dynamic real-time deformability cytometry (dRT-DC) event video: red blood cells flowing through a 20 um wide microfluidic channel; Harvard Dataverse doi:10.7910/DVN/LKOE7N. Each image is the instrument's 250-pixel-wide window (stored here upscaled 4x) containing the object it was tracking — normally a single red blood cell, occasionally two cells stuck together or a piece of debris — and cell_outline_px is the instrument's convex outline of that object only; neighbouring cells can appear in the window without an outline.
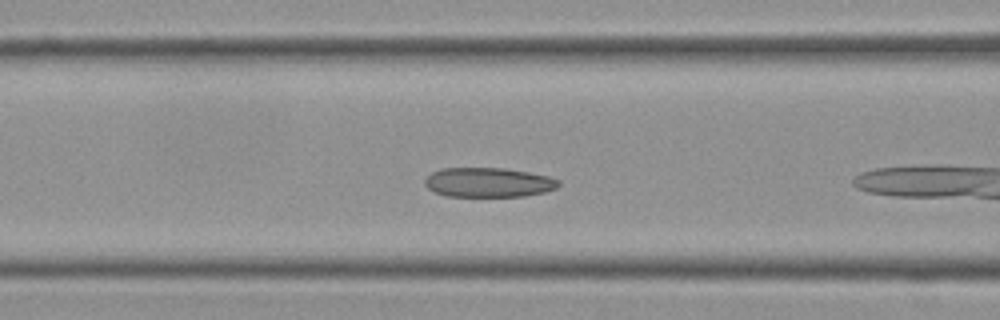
{"species": "Egyptian fruit bat (a non-hibernating species)", "species_latin": "Rousettus aegyptiacus", "temperature_condition": "cold", "stored_images_in_passage": 7, "camera_frame_rate_fps": 3000, "um_per_image_px": 0.085, "frame": {"image": 1, "passage_image": 6, "time_ms": 1.667, "image_size_px": [1000, 320], "cell_outline_px": [[560, 184], [556, 188], [544, 192], [524, 196], [448, 196], [436, 192], [428, 188], [424, 184], [424, 180], [432, 172], [440, 168], [504, 168], [528, 172], [548, 176], [560, 180]], "centroid_in_image_um": [41.52, 15.5], "position_along_channel_um": 125.1, "area_um2": 22.95}}